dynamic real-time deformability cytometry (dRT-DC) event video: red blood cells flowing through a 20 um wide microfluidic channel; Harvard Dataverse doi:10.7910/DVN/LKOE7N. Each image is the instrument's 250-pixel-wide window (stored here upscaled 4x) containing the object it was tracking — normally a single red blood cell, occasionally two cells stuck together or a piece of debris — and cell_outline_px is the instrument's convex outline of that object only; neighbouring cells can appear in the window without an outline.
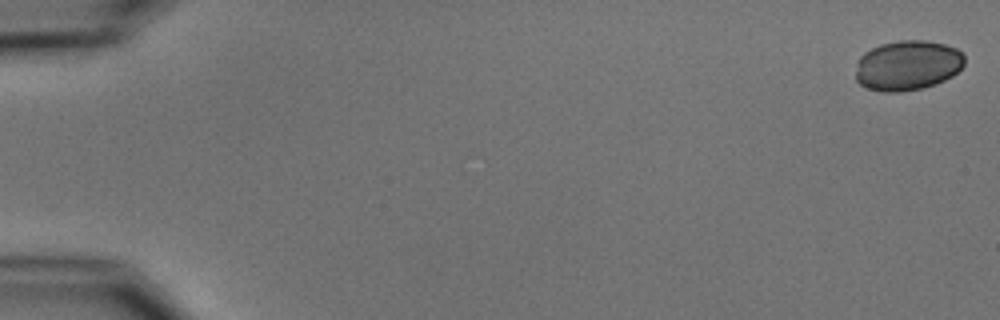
{"species": "common noctule bat (a hibernating species)", "species_latin": "Nyctalus noctula", "temperature_condition": "cold", "stored_images_in_passage": 54, "camera_frame_rate_fps": 3000, "um_per_image_px": 0.085, "animal": {"sex": "male", "body_mass_g": 15.6}, "frame": {"image": 1, "passage_image": 1, "time_ms": 0.0, "image_size_px": [1000, 320], "cell_outline_px": [[964, 64], [952, 76], [944, 80], [924, 88], [900, 92], [884, 92], [868, 88], [860, 84], [856, 80], [856, 64], [860, 56], [864, 52], [880, 44], [900, 40], [924, 40], [944, 44], [956, 48], [964, 56]], "centroid_in_image_um": [77.12, 5.56], "position_along_channel_um": 7.9, "area_um2": 31.79}}
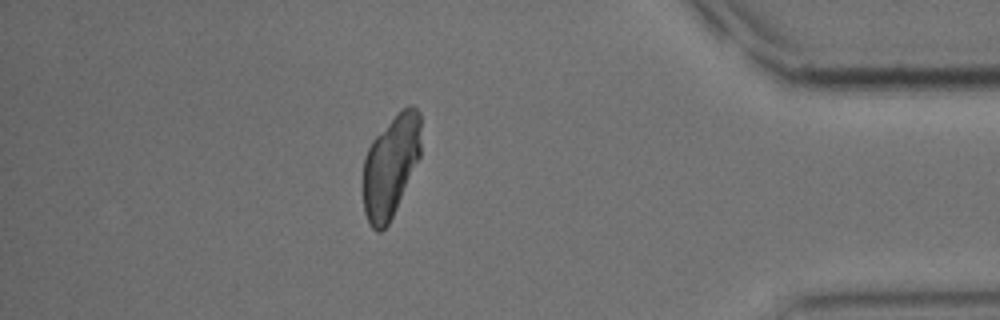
{"frame": {"image": 2, "passage_image": 48, "time_ms": 15.667, "image_size_px": [1000, 320], "cell_outline_px": [[420, 156], [392, 216], [388, 224], [380, 232], [376, 232], [368, 224], [364, 212], [364, 156], [372, 140], [408, 104], [412, 104], [420, 112]], "centroid_in_image_um": [33.2, 14.13], "position_along_channel_um": 402.0, "area_um2": 33.81}}